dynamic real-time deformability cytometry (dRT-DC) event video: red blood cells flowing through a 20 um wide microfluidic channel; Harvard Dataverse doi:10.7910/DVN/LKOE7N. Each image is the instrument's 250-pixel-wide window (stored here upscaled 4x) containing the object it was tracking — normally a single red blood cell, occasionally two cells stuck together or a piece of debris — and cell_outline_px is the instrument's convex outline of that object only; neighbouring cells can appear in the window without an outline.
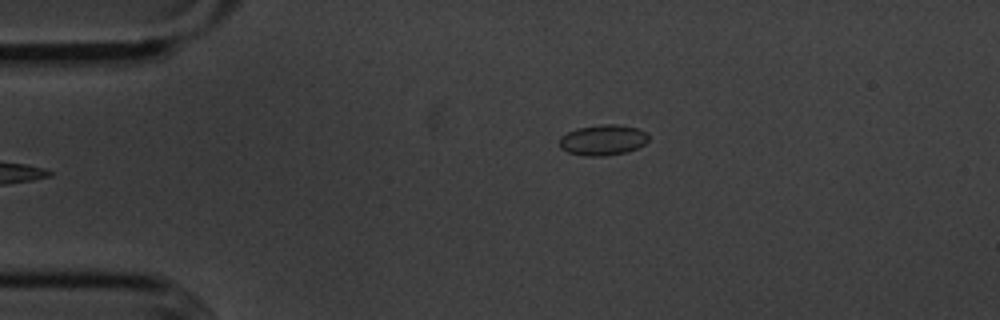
{"species": "common noctule bat (a hibernating species)", "species_latin": "Nyctalus noctula", "temperature_condition": "cold", "stored_images_in_passage": 4, "camera_frame_rate_fps": 3000, "um_per_image_px": 0.085, "animal": {"sex": "male", "body_mass_g": 20.1, "forearm_length_mm": 53.5}, "frame": {"image": 1, "passage_image": 4, "time_ms": 4.333, "image_size_px": [1000, 320], "cell_outline_px": [[648, 140], [644, 144], [628, 152], [604, 156], [588, 156], [568, 152], [560, 148], [560, 136], [576, 128], [600, 124], [616, 124], [636, 128], [644, 132], [648, 136]], "centroid_in_image_um": [51.22, 11.9], "position_along_channel_um": 33.8, "area_um2": 15.84}}